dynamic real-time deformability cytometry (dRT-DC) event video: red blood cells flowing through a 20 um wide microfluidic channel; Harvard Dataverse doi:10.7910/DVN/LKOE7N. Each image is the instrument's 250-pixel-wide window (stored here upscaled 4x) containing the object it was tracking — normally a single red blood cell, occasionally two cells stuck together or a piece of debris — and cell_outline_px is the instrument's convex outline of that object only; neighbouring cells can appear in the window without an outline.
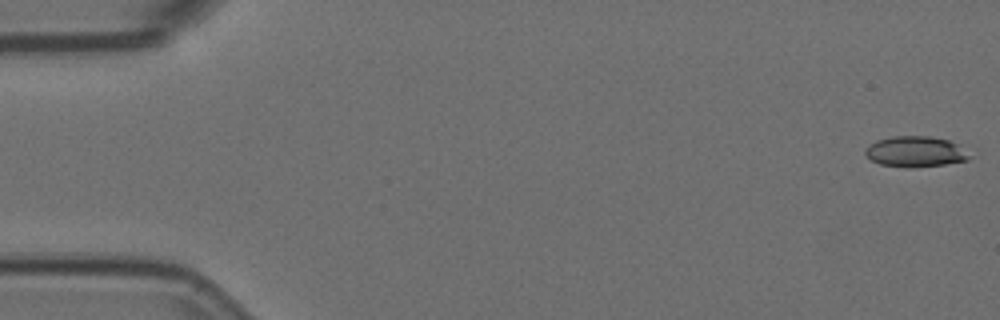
{"species": "Egyptian fruit bat (a non-hibernating species)", "species_latin": "Rousettus aegyptiacus", "temperature_condition": "room temperature", "stored_images_in_passage": 8, "camera_frame_rate_fps": 3000, "um_per_image_px": 0.085, "animal": {"sex": "female"}, "frame": {"image": 1, "passage_image": 1, "time_ms": 0.0, "image_size_px": [1000, 320], "cell_outline_px": [[976, 148], [972, 156], [968, 160], [944, 164], [912, 168], [908, 168], [880, 164], [872, 160], [864, 152], [876, 140], [892, 136], [928, 136], [948, 140]], "centroid_in_image_um": [78.0, 12.88], "position_along_channel_um": 7.0, "area_um2": 19.19}}
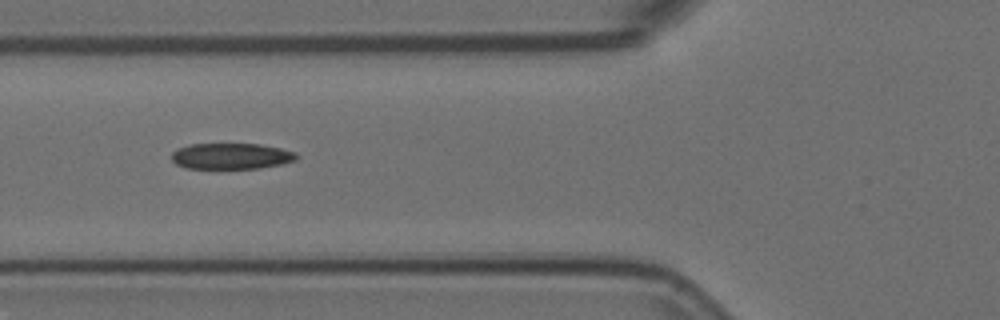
{"frame": {"image": 2, "passage_image": 7, "time_ms": 2.0, "image_size_px": [1000, 320], "cell_outline_px": [[296, 160], [280, 164], [260, 168], [184, 168], [176, 164], [172, 160], [172, 152], [176, 148], [188, 144], [260, 144], [280, 148], [296, 152]], "centroid_in_image_um": [19.61, 13.26], "position_along_channel_um": 106.2, "area_um2": 18.9}}
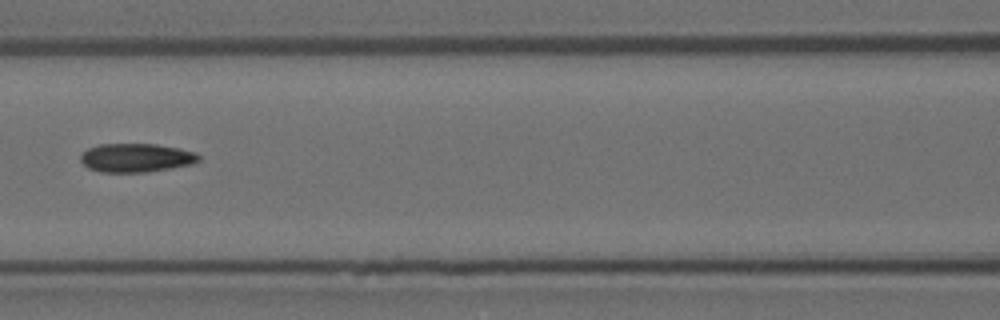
{"frame": {"image": 3, "passage_image": 8, "time_ms": 2.333, "image_size_px": [1000, 320], "cell_outline_px": [[200, 160], [192, 164], [144, 172], [100, 172], [88, 168], [80, 160], [80, 156], [88, 148], [100, 144], [156, 144], [180, 148], [196, 152], [200, 156]], "centroid_in_image_um": [11.58, 13.4], "position_along_channel_um": 155.0, "area_um2": 19.71}}